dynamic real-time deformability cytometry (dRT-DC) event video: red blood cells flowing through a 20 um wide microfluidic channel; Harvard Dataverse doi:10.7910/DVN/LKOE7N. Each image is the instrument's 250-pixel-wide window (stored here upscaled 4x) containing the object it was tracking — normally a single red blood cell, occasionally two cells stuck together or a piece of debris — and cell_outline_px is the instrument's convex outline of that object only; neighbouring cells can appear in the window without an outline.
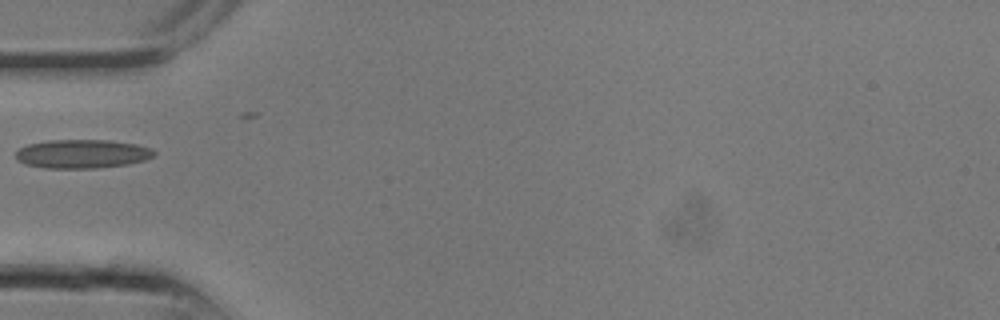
{"species": "common noctule bat (a hibernating species)", "species_latin": "Nyctalus noctula", "temperature_condition": "room temperature", "stored_images_in_passage": 8, "camera_frame_rate_fps": 3000, "um_per_image_px": 0.085, "animal": {"sex": "male", "body_mass_g": 13.3}, "frame": {"image": 1, "passage_image": 1, "time_ms": 0.0, "image_size_px": [1000, 320], "cell_outline_px": [[156, 156], [144, 160], [128, 164], [96, 168], [44, 168], [24, 164], [16, 160], [16, 152], [20, 148], [28, 144], [48, 140], [108, 140], [136, 144], [152, 148], [156, 152]], "centroid_in_image_um": [6.99, 13.08], "position_along_channel_um": 78.0, "area_um2": 23.35}}
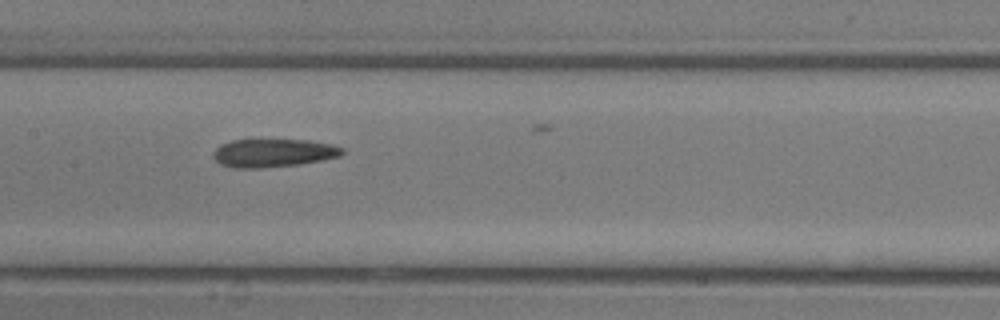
{"frame": {"image": 2, "passage_image": 5, "time_ms": 1.333, "image_size_px": [1000, 320], "cell_outline_px": [[344, 152], [340, 156], [300, 164], [260, 168], [236, 168], [220, 164], [212, 156], [212, 152], [220, 144], [232, 140], [308, 140], [332, 144], [344, 148]], "centroid_in_image_um": [23.21, 13.0], "position_along_channel_um": 184.2, "area_um2": 21.21}}
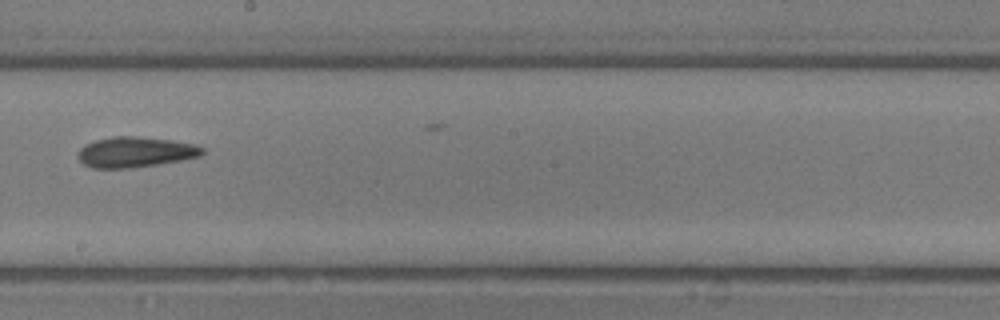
{"frame": {"image": 3, "passage_image": 7, "time_ms": 2.0, "image_size_px": [1000, 320], "cell_outline_px": [[204, 152], [200, 156], [180, 160], [156, 164], [128, 168], [92, 168], [84, 164], [80, 160], [80, 148], [84, 144], [96, 140], [112, 136], [136, 136], [172, 140], [196, 144], [204, 148]], "centroid_in_image_um": [11.52, 12.91], "position_along_channel_um": 236.7, "area_um2": 21.91}}